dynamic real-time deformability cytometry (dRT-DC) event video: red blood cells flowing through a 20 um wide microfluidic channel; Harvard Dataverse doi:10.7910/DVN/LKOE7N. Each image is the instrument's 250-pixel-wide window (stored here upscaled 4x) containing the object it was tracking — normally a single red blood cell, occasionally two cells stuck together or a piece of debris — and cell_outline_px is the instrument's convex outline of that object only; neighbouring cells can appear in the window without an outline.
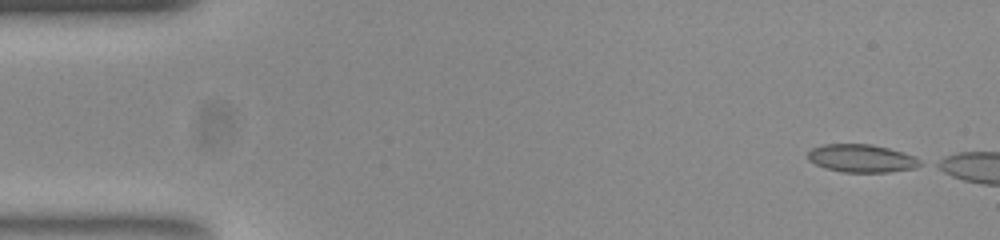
{"species": "common noctule bat (a hibernating species)", "species_latin": "Nyctalus noctula", "temperature_condition": "room temperature", "stored_images_in_passage": 14, "camera_frame_rate_fps": 3000, "um_per_image_px": 0.085, "animal": {"sex": "female", "body_mass_g": 23.0, "forearm_length_mm": 53.4}, "frame": {"image": 1, "passage_image": 1, "time_ms": 0.0, "image_size_px": [1000, 240], "cell_outline_px": [[924, 164], [916, 168], [888, 172], [844, 172], [824, 168], [808, 160], [808, 152], [812, 148], [824, 144], [872, 144], [888, 148], [916, 156], [924, 160]], "centroid_in_image_um": [73.29, 13.46], "position_along_channel_um": 11.7, "area_um2": 18.5}}